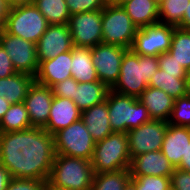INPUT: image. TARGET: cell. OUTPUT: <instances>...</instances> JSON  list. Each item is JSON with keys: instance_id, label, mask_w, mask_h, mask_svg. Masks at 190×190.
<instances>
[{"instance_id": "cell-50", "label": "cell", "mask_w": 190, "mask_h": 190, "mask_svg": "<svg viewBox=\"0 0 190 190\" xmlns=\"http://www.w3.org/2000/svg\"><path fill=\"white\" fill-rule=\"evenodd\" d=\"M156 4L160 5L164 0H153Z\"/></svg>"}, {"instance_id": "cell-38", "label": "cell", "mask_w": 190, "mask_h": 190, "mask_svg": "<svg viewBox=\"0 0 190 190\" xmlns=\"http://www.w3.org/2000/svg\"><path fill=\"white\" fill-rule=\"evenodd\" d=\"M170 178L171 190H190V172L175 168Z\"/></svg>"}, {"instance_id": "cell-45", "label": "cell", "mask_w": 190, "mask_h": 190, "mask_svg": "<svg viewBox=\"0 0 190 190\" xmlns=\"http://www.w3.org/2000/svg\"><path fill=\"white\" fill-rule=\"evenodd\" d=\"M7 16H8V12H0V35L4 31V24H5Z\"/></svg>"}, {"instance_id": "cell-17", "label": "cell", "mask_w": 190, "mask_h": 190, "mask_svg": "<svg viewBox=\"0 0 190 190\" xmlns=\"http://www.w3.org/2000/svg\"><path fill=\"white\" fill-rule=\"evenodd\" d=\"M72 50L59 54L57 57L39 63L35 82L53 87L55 84L71 78Z\"/></svg>"}, {"instance_id": "cell-48", "label": "cell", "mask_w": 190, "mask_h": 190, "mask_svg": "<svg viewBox=\"0 0 190 190\" xmlns=\"http://www.w3.org/2000/svg\"><path fill=\"white\" fill-rule=\"evenodd\" d=\"M127 1H130V0H108V2H110L114 5H118V6H122Z\"/></svg>"}, {"instance_id": "cell-21", "label": "cell", "mask_w": 190, "mask_h": 190, "mask_svg": "<svg viewBox=\"0 0 190 190\" xmlns=\"http://www.w3.org/2000/svg\"><path fill=\"white\" fill-rule=\"evenodd\" d=\"M81 119L95 143L113 133L106 101L81 112Z\"/></svg>"}, {"instance_id": "cell-5", "label": "cell", "mask_w": 190, "mask_h": 190, "mask_svg": "<svg viewBox=\"0 0 190 190\" xmlns=\"http://www.w3.org/2000/svg\"><path fill=\"white\" fill-rule=\"evenodd\" d=\"M90 162L94 174L129 169L131 157L126 133L113 132L96 142Z\"/></svg>"}, {"instance_id": "cell-34", "label": "cell", "mask_w": 190, "mask_h": 190, "mask_svg": "<svg viewBox=\"0 0 190 190\" xmlns=\"http://www.w3.org/2000/svg\"><path fill=\"white\" fill-rule=\"evenodd\" d=\"M107 3L108 0H66L70 15L102 10Z\"/></svg>"}, {"instance_id": "cell-33", "label": "cell", "mask_w": 190, "mask_h": 190, "mask_svg": "<svg viewBox=\"0 0 190 190\" xmlns=\"http://www.w3.org/2000/svg\"><path fill=\"white\" fill-rule=\"evenodd\" d=\"M136 190H171V178L164 176H138L130 179Z\"/></svg>"}, {"instance_id": "cell-26", "label": "cell", "mask_w": 190, "mask_h": 190, "mask_svg": "<svg viewBox=\"0 0 190 190\" xmlns=\"http://www.w3.org/2000/svg\"><path fill=\"white\" fill-rule=\"evenodd\" d=\"M149 87L165 91L173 99L185 96L189 93L186 74H170L158 69L151 77Z\"/></svg>"}, {"instance_id": "cell-12", "label": "cell", "mask_w": 190, "mask_h": 190, "mask_svg": "<svg viewBox=\"0 0 190 190\" xmlns=\"http://www.w3.org/2000/svg\"><path fill=\"white\" fill-rule=\"evenodd\" d=\"M127 48L99 43L91 48L92 62L98 80L111 89L118 80L124 53Z\"/></svg>"}, {"instance_id": "cell-30", "label": "cell", "mask_w": 190, "mask_h": 190, "mask_svg": "<svg viewBox=\"0 0 190 190\" xmlns=\"http://www.w3.org/2000/svg\"><path fill=\"white\" fill-rule=\"evenodd\" d=\"M130 179L129 169L94 174L91 190H123Z\"/></svg>"}, {"instance_id": "cell-13", "label": "cell", "mask_w": 190, "mask_h": 190, "mask_svg": "<svg viewBox=\"0 0 190 190\" xmlns=\"http://www.w3.org/2000/svg\"><path fill=\"white\" fill-rule=\"evenodd\" d=\"M0 45L6 50L16 72L36 76L39 67L36 44L3 31Z\"/></svg>"}, {"instance_id": "cell-2", "label": "cell", "mask_w": 190, "mask_h": 190, "mask_svg": "<svg viewBox=\"0 0 190 190\" xmlns=\"http://www.w3.org/2000/svg\"><path fill=\"white\" fill-rule=\"evenodd\" d=\"M158 69V56L138 55L128 49L122 59L118 80L110 90L138 98Z\"/></svg>"}, {"instance_id": "cell-47", "label": "cell", "mask_w": 190, "mask_h": 190, "mask_svg": "<svg viewBox=\"0 0 190 190\" xmlns=\"http://www.w3.org/2000/svg\"><path fill=\"white\" fill-rule=\"evenodd\" d=\"M123 190H136L135 184L131 180H129Z\"/></svg>"}, {"instance_id": "cell-10", "label": "cell", "mask_w": 190, "mask_h": 190, "mask_svg": "<svg viewBox=\"0 0 190 190\" xmlns=\"http://www.w3.org/2000/svg\"><path fill=\"white\" fill-rule=\"evenodd\" d=\"M68 25L75 47L93 48L102 43V10L70 15Z\"/></svg>"}, {"instance_id": "cell-37", "label": "cell", "mask_w": 190, "mask_h": 190, "mask_svg": "<svg viewBox=\"0 0 190 190\" xmlns=\"http://www.w3.org/2000/svg\"><path fill=\"white\" fill-rule=\"evenodd\" d=\"M77 85L78 82L73 77L65 79L52 87L53 95L69 98L74 102V91Z\"/></svg>"}, {"instance_id": "cell-11", "label": "cell", "mask_w": 190, "mask_h": 190, "mask_svg": "<svg viewBox=\"0 0 190 190\" xmlns=\"http://www.w3.org/2000/svg\"><path fill=\"white\" fill-rule=\"evenodd\" d=\"M168 122L151 119L126 133L131 159L147 152L161 150Z\"/></svg>"}, {"instance_id": "cell-35", "label": "cell", "mask_w": 190, "mask_h": 190, "mask_svg": "<svg viewBox=\"0 0 190 190\" xmlns=\"http://www.w3.org/2000/svg\"><path fill=\"white\" fill-rule=\"evenodd\" d=\"M6 190H47V181L11 178Z\"/></svg>"}, {"instance_id": "cell-32", "label": "cell", "mask_w": 190, "mask_h": 190, "mask_svg": "<svg viewBox=\"0 0 190 190\" xmlns=\"http://www.w3.org/2000/svg\"><path fill=\"white\" fill-rule=\"evenodd\" d=\"M168 124L190 128V92L174 99V106Z\"/></svg>"}, {"instance_id": "cell-31", "label": "cell", "mask_w": 190, "mask_h": 190, "mask_svg": "<svg viewBox=\"0 0 190 190\" xmlns=\"http://www.w3.org/2000/svg\"><path fill=\"white\" fill-rule=\"evenodd\" d=\"M190 0H164L159 5V23L178 27Z\"/></svg>"}, {"instance_id": "cell-7", "label": "cell", "mask_w": 190, "mask_h": 190, "mask_svg": "<svg viewBox=\"0 0 190 190\" xmlns=\"http://www.w3.org/2000/svg\"><path fill=\"white\" fill-rule=\"evenodd\" d=\"M137 30L122 6L108 2L102 9V43L131 49Z\"/></svg>"}, {"instance_id": "cell-40", "label": "cell", "mask_w": 190, "mask_h": 190, "mask_svg": "<svg viewBox=\"0 0 190 190\" xmlns=\"http://www.w3.org/2000/svg\"><path fill=\"white\" fill-rule=\"evenodd\" d=\"M11 178L9 171L0 164V190H6Z\"/></svg>"}, {"instance_id": "cell-8", "label": "cell", "mask_w": 190, "mask_h": 190, "mask_svg": "<svg viewBox=\"0 0 190 190\" xmlns=\"http://www.w3.org/2000/svg\"><path fill=\"white\" fill-rule=\"evenodd\" d=\"M56 154L91 160L95 148L83 120L80 118L54 134Z\"/></svg>"}, {"instance_id": "cell-14", "label": "cell", "mask_w": 190, "mask_h": 190, "mask_svg": "<svg viewBox=\"0 0 190 190\" xmlns=\"http://www.w3.org/2000/svg\"><path fill=\"white\" fill-rule=\"evenodd\" d=\"M73 47L68 24L49 25L36 44L38 62L53 59Z\"/></svg>"}, {"instance_id": "cell-42", "label": "cell", "mask_w": 190, "mask_h": 190, "mask_svg": "<svg viewBox=\"0 0 190 190\" xmlns=\"http://www.w3.org/2000/svg\"><path fill=\"white\" fill-rule=\"evenodd\" d=\"M178 28L185 29V30H190V2L184 12L182 21Z\"/></svg>"}, {"instance_id": "cell-27", "label": "cell", "mask_w": 190, "mask_h": 190, "mask_svg": "<svg viewBox=\"0 0 190 190\" xmlns=\"http://www.w3.org/2000/svg\"><path fill=\"white\" fill-rule=\"evenodd\" d=\"M31 127L30 117L23 102L11 104L0 120V132H15Z\"/></svg>"}, {"instance_id": "cell-1", "label": "cell", "mask_w": 190, "mask_h": 190, "mask_svg": "<svg viewBox=\"0 0 190 190\" xmlns=\"http://www.w3.org/2000/svg\"><path fill=\"white\" fill-rule=\"evenodd\" d=\"M55 156L54 135L43 128L0 132V164L12 178L47 181Z\"/></svg>"}, {"instance_id": "cell-22", "label": "cell", "mask_w": 190, "mask_h": 190, "mask_svg": "<svg viewBox=\"0 0 190 190\" xmlns=\"http://www.w3.org/2000/svg\"><path fill=\"white\" fill-rule=\"evenodd\" d=\"M34 82V76L20 72L0 78V97H5L9 104L22 103Z\"/></svg>"}, {"instance_id": "cell-6", "label": "cell", "mask_w": 190, "mask_h": 190, "mask_svg": "<svg viewBox=\"0 0 190 190\" xmlns=\"http://www.w3.org/2000/svg\"><path fill=\"white\" fill-rule=\"evenodd\" d=\"M48 26L46 18L32 3L10 8L4 24V31L37 44Z\"/></svg>"}, {"instance_id": "cell-41", "label": "cell", "mask_w": 190, "mask_h": 190, "mask_svg": "<svg viewBox=\"0 0 190 190\" xmlns=\"http://www.w3.org/2000/svg\"><path fill=\"white\" fill-rule=\"evenodd\" d=\"M176 168L186 172H190V143L187 144L185 156H182L181 163Z\"/></svg>"}, {"instance_id": "cell-28", "label": "cell", "mask_w": 190, "mask_h": 190, "mask_svg": "<svg viewBox=\"0 0 190 190\" xmlns=\"http://www.w3.org/2000/svg\"><path fill=\"white\" fill-rule=\"evenodd\" d=\"M33 4L46 18L49 25L68 24L70 13L66 0H33Z\"/></svg>"}, {"instance_id": "cell-49", "label": "cell", "mask_w": 190, "mask_h": 190, "mask_svg": "<svg viewBox=\"0 0 190 190\" xmlns=\"http://www.w3.org/2000/svg\"><path fill=\"white\" fill-rule=\"evenodd\" d=\"M186 81H187L188 90H189V92H190V69L187 70V73H186Z\"/></svg>"}, {"instance_id": "cell-20", "label": "cell", "mask_w": 190, "mask_h": 190, "mask_svg": "<svg viewBox=\"0 0 190 190\" xmlns=\"http://www.w3.org/2000/svg\"><path fill=\"white\" fill-rule=\"evenodd\" d=\"M138 99L147 108L151 119L169 121L174 99L165 91L148 86Z\"/></svg>"}, {"instance_id": "cell-9", "label": "cell", "mask_w": 190, "mask_h": 190, "mask_svg": "<svg viewBox=\"0 0 190 190\" xmlns=\"http://www.w3.org/2000/svg\"><path fill=\"white\" fill-rule=\"evenodd\" d=\"M174 28L172 25L157 23L138 29L131 50L135 54L148 56L168 52Z\"/></svg>"}, {"instance_id": "cell-18", "label": "cell", "mask_w": 190, "mask_h": 190, "mask_svg": "<svg viewBox=\"0 0 190 190\" xmlns=\"http://www.w3.org/2000/svg\"><path fill=\"white\" fill-rule=\"evenodd\" d=\"M81 118V111L69 98L54 96L47 125L43 128L54 135Z\"/></svg>"}, {"instance_id": "cell-23", "label": "cell", "mask_w": 190, "mask_h": 190, "mask_svg": "<svg viewBox=\"0 0 190 190\" xmlns=\"http://www.w3.org/2000/svg\"><path fill=\"white\" fill-rule=\"evenodd\" d=\"M122 7L138 29L159 23V5L153 0H130Z\"/></svg>"}, {"instance_id": "cell-44", "label": "cell", "mask_w": 190, "mask_h": 190, "mask_svg": "<svg viewBox=\"0 0 190 190\" xmlns=\"http://www.w3.org/2000/svg\"><path fill=\"white\" fill-rule=\"evenodd\" d=\"M10 8L20 5H29L33 3V0H7Z\"/></svg>"}, {"instance_id": "cell-39", "label": "cell", "mask_w": 190, "mask_h": 190, "mask_svg": "<svg viewBox=\"0 0 190 190\" xmlns=\"http://www.w3.org/2000/svg\"><path fill=\"white\" fill-rule=\"evenodd\" d=\"M16 73L6 50L0 45V78H6Z\"/></svg>"}, {"instance_id": "cell-3", "label": "cell", "mask_w": 190, "mask_h": 190, "mask_svg": "<svg viewBox=\"0 0 190 190\" xmlns=\"http://www.w3.org/2000/svg\"><path fill=\"white\" fill-rule=\"evenodd\" d=\"M93 176L89 160L56 154L47 179V189L91 190Z\"/></svg>"}, {"instance_id": "cell-36", "label": "cell", "mask_w": 190, "mask_h": 190, "mask_svg": "<svg viewBox=\"0 0 190 190\" xmlns=\"http://www.w3.org/2000/svg\"><path fill=\"white\" fill-rule=\"evenodd\" d=\"M159 69L165 71V73L170 74H186L187 70L178 63L174 56H172L169 52L162 53L158 56Z\"/></svg>"}, {"instance_id": "cell-25", "label": "cell", "mask_w": 190, "mask_h": 190, "mask_svg": "<svg viewBox=\"0 0 190 190\" xmlns=\"http://www.w3.org/2000/svg\"><path fill=\"white\" fill-rule=\"evenodd\" d=\"M71 74L78 83L98 81L91 48H72Z\"/></svg>"}, {"instance_id": "cell-15", "label": "cell", "mask_w": 190, "mask_h": 190, "mask_svg": "<svg viewBox=\"0 0 190 190\" xmlns=\"http://www.w3.org/2000/svg\"><path fill=\"white\" fill-rule=\"evenodd\" d=\"M53 97L51 87L34 82L29 88L23 103L28 111L32 127L44 128L47 125Z\"/></svg>"}, {"instance_id": "cell-43", "label": "cell", "mask_w": 190, "mask_h": 190, "mask_svg": "<svg viewBox=\"0 0 190 190\" xmlns=\"http://www.w3.org/2000/svg\"><path fill=\"white\" fill-rule=\"evenodd\" d=\"M11 104L8 103L5 97H0V120L8 111Z\"/></svg>"}, {"instance_id": "cell-24", "label": "cell", "mask_w": 190, "mask_h": 190, "mask_svg": "<svg viewBox=\"0 0 190 190\" xmlns=\"http://www.w3.org/2000/svg\"><path fill=\"white\" fill-rule=\"evenodd\" d=\"M109 88L102 82L78 83L74 91V103L83 112L94 105H98L106 100Z\"/></svg>"}, {"instance_id": "cell-19", "label": "cell", "mask_w": 190, "mask_h": 190, "mask_svg": "<svg viewBox=\"0 0 190 190\" xmlns=\"http://www.w3.org/2000/svg\"><path fill=\"white\" fill-rule=\"evenodd\" d=\"M190 143V128L168 124L161 147V152L176 168L185 156L187 144Z\"/></svg>"}, {"instance_id": "cell-29", "label": "cell", "mask_w": 190, "mask_h": 190, "mask_svg": "<svg viewBox=\"0 0 190 190\" xmlns=\"http://www.w3.org/2000/svg\"><path fill=\"white\" fill-rule=\"evenodd\" d=\"M168 52L186 70L190 69V30L175 27Z\"/></svg>"}, {"instance_id": "cell-16", "label": "cell", "mask_w": 190, "mask_h": 190, "mask_svg": "<svg viewBox=\"0 0 190 190\" xmlns=\"http://www.w3.org/2000/svg\"><path fill=\"white\" fill-rule=\"evenodd\" d=\"M175 167L161 150L140 154L131 159L129 171L131 177L164 176L171 177Z\"/></svg>"}, {"instance_id": "cell-4", "label": "cell", "mask_w": 190, "mask_h": 190, "mask_svg": "<svg viewBox=\"0 0 190 190\" xmlns=\"http://www.w3.org/2000/svg\"><path fill=\"white\" fill-rule=\"evenodd\" d=\"M105 101L113 132L127 133L151 120L147 108L134 96L109 90Z\"/></svg>"}, {"instance_id": "cell-46", "label": "cell", "mask_w": 190, "mask_h": 190, "mask_svg": "<svg viewBox=\"0 0 190 190\" xmlns=\"http://www.w3.org/2000/svg\"><path fill=\"white\" fill-rule=\"evenodd\" d=\"M9 9L7 0H0V12H9Z\"/></svg>"}]
</instances>
